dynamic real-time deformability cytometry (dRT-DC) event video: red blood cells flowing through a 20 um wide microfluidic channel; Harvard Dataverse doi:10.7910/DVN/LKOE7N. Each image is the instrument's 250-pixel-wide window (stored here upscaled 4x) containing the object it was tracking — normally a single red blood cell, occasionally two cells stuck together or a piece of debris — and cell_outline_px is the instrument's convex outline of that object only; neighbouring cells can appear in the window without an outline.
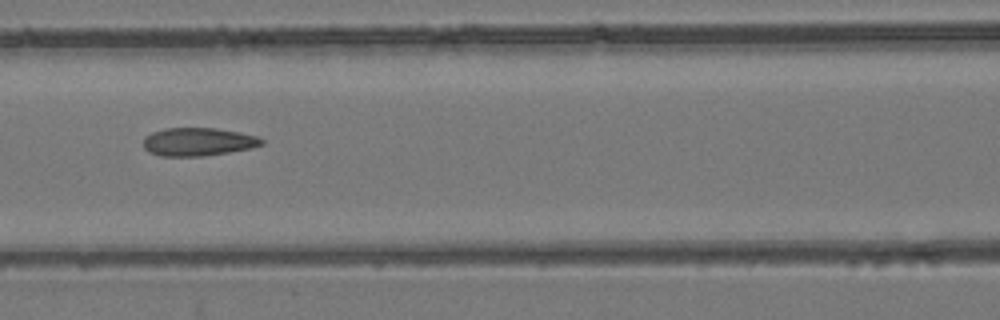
{"species": "common noctule bat (a hibernating species)", "species_latin": "Nyctalus noctula", "temperature_condition": "room temperature", "stored_images_in_passage": 7, "camera_frame_rate_fps": 3000, "um_per_image_px": 0.085, "animal": {"sex": "female", "body_mass_g": 24.6, "forearm_length_mm": 56.2}, "frame": {"image": 1, "passage_image": 5, "time_ms": 4.333, "image_size_px": [1000, 320], "cell_outline_px": [[264, 144], [252, 148], [204, 156], [160, 156], [148, 152], [144, 148], [144, 136], [152, 132], [164, 128], [216, 128], [240, 132], [256, 136], [264, 140]], "centroid_in_image_um": [16.83, 12.05], "position_along_channel_um": 149.8, "area_um2": 19.54}}
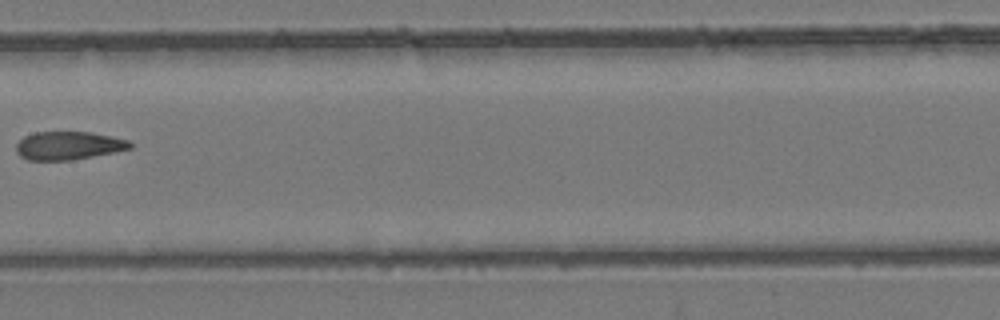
{"frame": {"image": 2, "passage_image": 6, "time_ms": 5.667, "image_size_px": [1000, 320], "cell_outline_px": [[136, 144], [132, 148], [72, 160], [28, 160], [20, 156], [16, 152], [16, 144], [24, 136], [36, 132], [92, 132], [112, 136], [128, 140]], "centroid_in_image_um": [5.83, 12.37], "position_along_channel_um": 201.6, "area_um2": 18.79}}
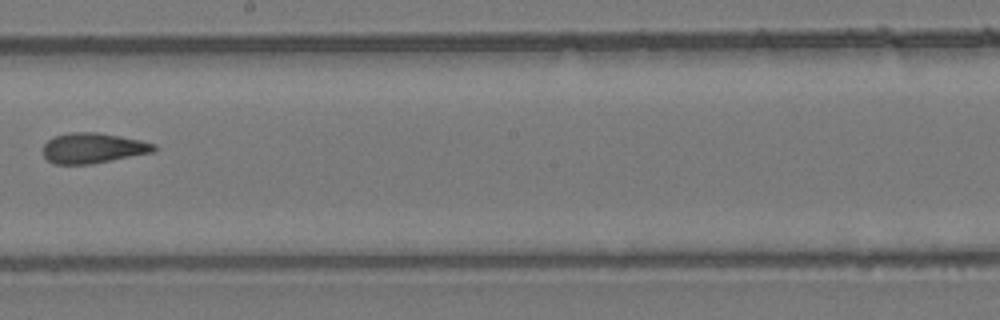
{"frame": {"image": 3, "passage_image": 7, "time_ms": 6.667, "image_size_px": [1000, 320], "cell_outline_px": [[160, 148], [152, 152], [92, 164], [52, 164], [44, 156], [44, 144], [48, 140], [56, 136], [72, 132], [96, 132], [120, 136], [140, 140], [156, 144]], "centroid_in_image_um": [7.93, 12.59], "position_along_channel_um": 240.3, "area_um2": 19.54}}